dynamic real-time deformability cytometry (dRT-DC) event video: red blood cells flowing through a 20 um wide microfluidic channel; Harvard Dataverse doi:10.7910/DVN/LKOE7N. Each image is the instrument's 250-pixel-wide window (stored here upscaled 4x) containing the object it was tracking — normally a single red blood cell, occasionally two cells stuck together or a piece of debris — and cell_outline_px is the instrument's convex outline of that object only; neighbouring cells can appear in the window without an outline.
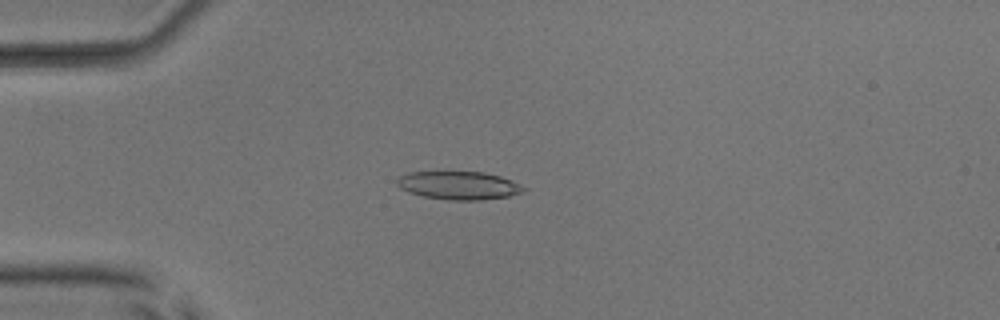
{"species": "common noctule bat (a hibernating species)", "species_latin": "Nyctalus noctula", "temperature_condition": "room temperature", "stored_images_in_passage": 46, "camera_frame_rate_fps": 3000, "um_per_image_px": 0.085, "animal": {"sex": "male", "body_mass_g": 17.9, "forearm_length_mm": 54.2}, "frame": {"image": 1, "passage_image": 8, "time_ms": 2.333, "image_size_px": [1000, 320], "cell_outline_px": [[528, 188], [524, 192], [508, 196], [480, 200], [448, 200], [424, 196], [408, 192], [400, 188], [396, 184], [396, 180], [400, 176], [408, 172], [484, 172], [500, 176], [512, 180]], "centroid_in_image_um": [39.01, 15.76], "position_along_channel_um": 46.0, "area_um2": 20.87}}
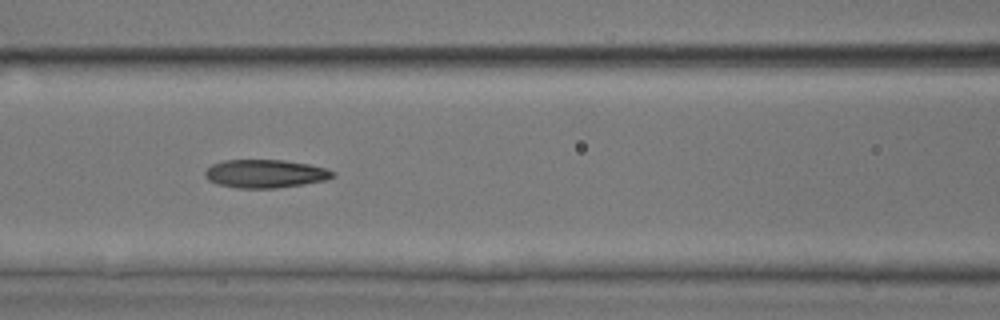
{"frame": {"image": 2, "passage_image": 17, "time_ms": 5.333, "image_size_px": [1000, 320], "cell_outline_px": [[336, 176], [324, 180], [276, 188], [236, 188], [216, 184], [208, 180], [204, 176], [204, 172], [212, 164], [224, 160], [284, 160], [308, 164], [328, 168], [336, 172]], "centroid_in_image_um": [22.53, 14.76], "position_along_channel_um": 144.1, "area_um2": 21.1}}
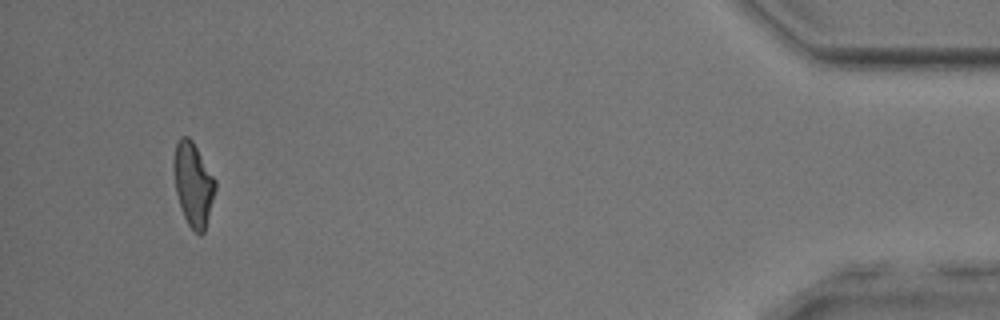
{"frame": {"image": 3, "passage_image": 43, "time_ms": 14.0, "image_size_px": [1000, 320], "cell_outline_px": [[216, 188], [204, 232], [200, 236], [188, 224], [184, 216], [176, 192], [172, 168], [172, 160], [176, 144], [180, 136], [188, 136], [192, 140], [216, 180]], "centroid_in_image_um": [16.41, 15.62], "position_along_channel_um": 418.8, "area_um2": 20.23}, "authors_computed_cell_mechanics": {"area_um2": 20.5768, "velocity_mm_per_s": 3.9938, "shape_relaxation_time_tau1_ms": null, "shape_relaxation_time_tau2_ms": 2.4978, "deformation_change_tau1": null, "deformation_change_tau2": 0.1115}}